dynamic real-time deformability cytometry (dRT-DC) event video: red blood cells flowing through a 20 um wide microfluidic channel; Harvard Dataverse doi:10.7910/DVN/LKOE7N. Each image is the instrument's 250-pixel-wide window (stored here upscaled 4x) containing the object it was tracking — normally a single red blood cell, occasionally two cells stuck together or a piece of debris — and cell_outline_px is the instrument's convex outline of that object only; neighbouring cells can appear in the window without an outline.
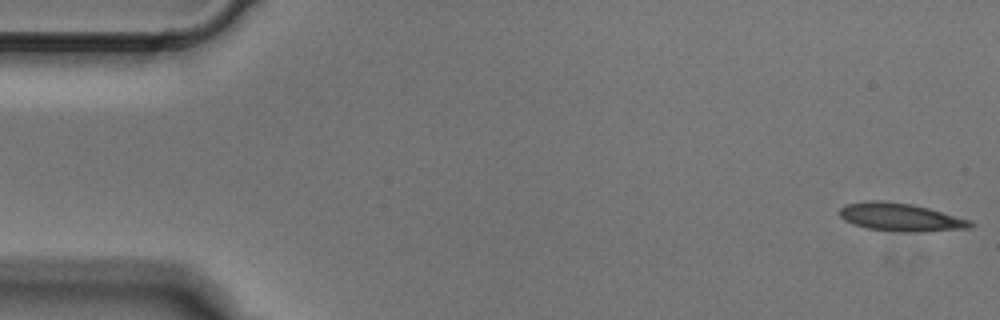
{"species": "Egyptian fruit bat (a non-hibernating species)", "species_latin": "Rousettus aegyptiacus", "temperature_condition": "cold", "stored_images_in_passage": 5, "camera_frame_rate_fps": 3000, "um_per_image_px": 0.085, "animal": {"sex": "male"}, "frame": {"image": 1, "passage_image": 1, "time_ms": 0.0, "image_size_px": [1000, 320], "cell_outline_px": [[976, 224], [972, 228], [912, 232], [904, 232], [864, 228], [852, 224], [844, 220], [840, 216], [840, 208], [844, 204], [868, 200], [880, 200], [912, 204], [928, 208], [972, 220]], "centroid_in_image_um": [76.54, 18.46], "position_along_channel_um": 8.5, "area_um2": 21.56}}
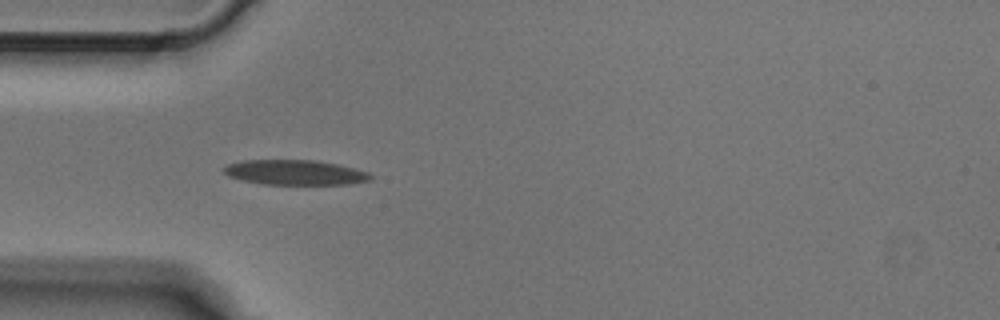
{"frame": {"image": 2, "passage_image": 4, "time_ms": 1.0, "image_size_px": [1000, 320], "cell_outline_px": [[372, 176], [368, 180], [348, 184], [264, 184], [244, 180], [228, 176], [224, 172], [224, 168], [228, 164], [240, 160], [316, 160], [356, 168], [368, 172]], "centroid_in_image_um": [25.07, 14.65], "position_along_channel_um": 59.9, "area_um2": 21.15}}
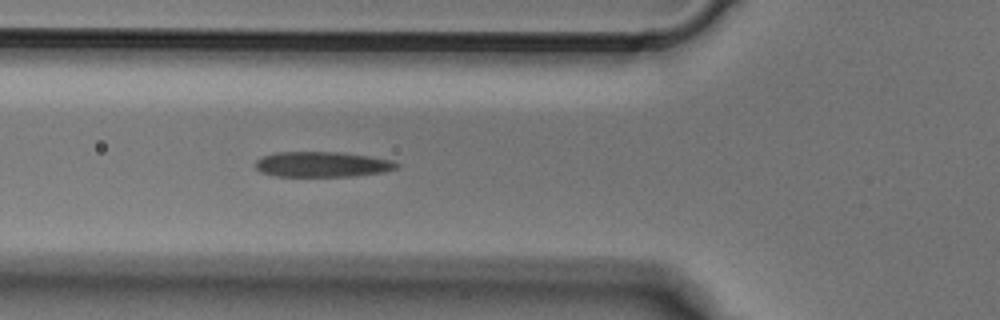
{"frame": {"image": 3, "passage_image": 5, "time_ms": 1.333, "image_size_px": [1000, 320], "cell_outline_px": [[400, 164], [396, 168], [384, 172], [356, 176], [276, 176], [260, 172], [256, 168], [256, 160], [260, 156], [276, 152], [344, 152], [392, 160]], "centroid_in_image_um": [27.38, 13.96], "position_along_channel_um": 98.4, "area_um2": 20.98}}